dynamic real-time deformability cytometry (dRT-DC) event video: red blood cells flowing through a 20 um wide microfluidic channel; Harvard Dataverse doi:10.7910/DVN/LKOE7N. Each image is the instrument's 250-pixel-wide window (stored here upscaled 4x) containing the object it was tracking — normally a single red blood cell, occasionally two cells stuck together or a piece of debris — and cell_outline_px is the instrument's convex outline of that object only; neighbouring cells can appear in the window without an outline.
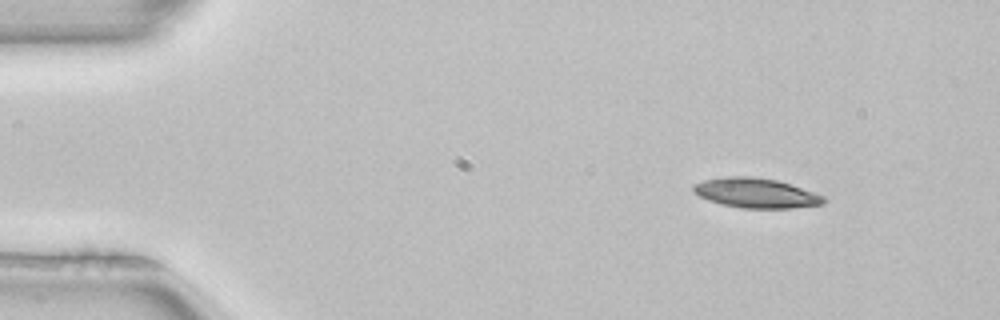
{"species": "common noctule bat (a hibernating species)", "species_latin": "Nyctalus noctula", "temperature_condition": "room temperature", "stored_images_in_passage": 3, "camera_frame_rate_fps": 3000, "um_per_image_px": 0.085, "animal": {"sex": "female", "body_mass_g": 22.7, "forearm_length_mm": 54.2}, "frame": {"image": 1, "passage_image": 1, "time_ms": 0.0, "image_size_px": [1000, 320], "cell_outline_px": [[828, 200], [824, 204], [792, 208], [744, 208], [720, 204], [708, 200], [692, 192], [692, 184], [704, 180], [724, 176], [752, 176], [776, 180], [824, 196]], "centroid_in_image_um": [64.21, 16.41], "position_along_channel_um": 20.8, "area_um2": 22.6}}